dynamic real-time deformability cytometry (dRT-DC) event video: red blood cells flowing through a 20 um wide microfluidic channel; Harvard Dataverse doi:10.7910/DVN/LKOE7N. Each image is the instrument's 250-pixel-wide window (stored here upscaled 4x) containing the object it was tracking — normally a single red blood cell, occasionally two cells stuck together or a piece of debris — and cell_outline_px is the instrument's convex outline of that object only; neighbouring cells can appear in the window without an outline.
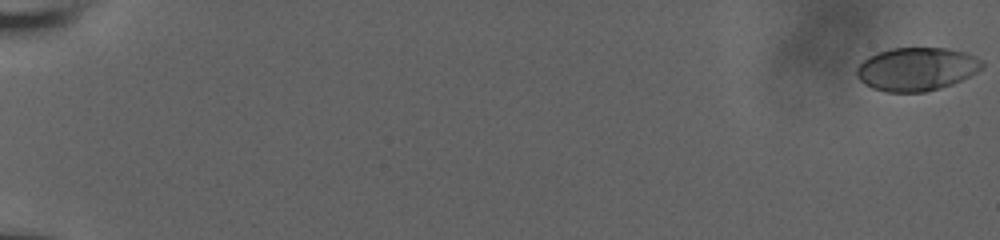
{"species": "human", "species_latin": "Homo sapiens", "temperature_condition": "room temperature", "stored_images_in_passage": 58, "camera_frame_rate_fps": 3000, "um_per_image_px": 0.085, "donor": {"sex": "male"}, "frame": {"image": 1, "passage_image": 1, "time_ms": 0.0, "image_size_px": [1000, 240], "cell_outline_px": [[984, 68], [952, 84], [940, 88], [924, 92], [884, 92], [872, 88], [864, 84], [856, 76], [856, 68], [868, 56], [876, 52], [892, 48], [948, 48], [964, 52], [976, 56], [984, 60]], "centroid_in_image_um": [77.91, 5.87], "position_along_channel_um": 7.1, "area_um2": 31.91}}
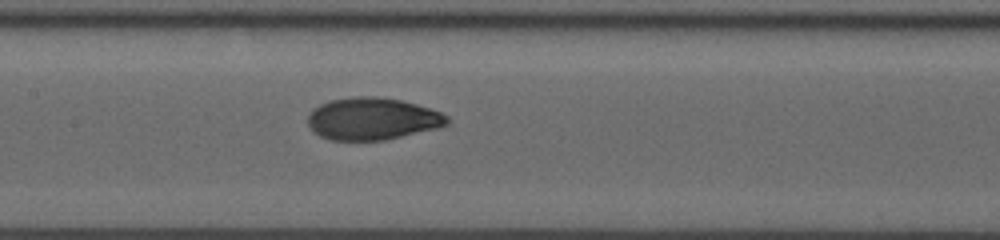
{"frame": {"image": 2, "passage_image": 32, "time_ms": 10.333, "image_size_px": [1000, 240], "cell_outline_px": [[448, 124], [440, 128], [384, 140], [328, 140], [320, 136], [308, 124], [308, 116], [312, 108], [328, 100], [352, 96], [376, 96], [400, 100], [416, 104], [440, 112], [448, 116]], "centroid_in_image_um": [31.64, 10.09], "position_along_channel_um": 175.8, "area_um2": 34.39}}
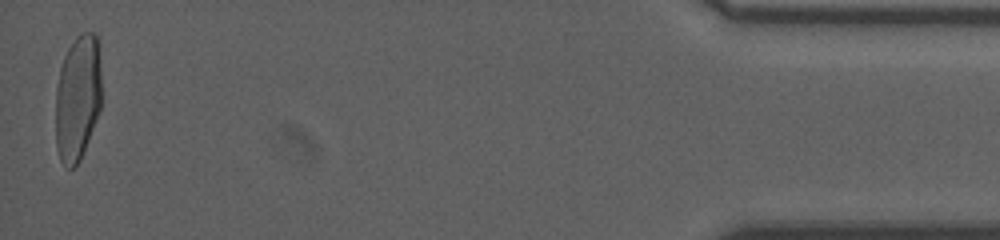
{"frame": {"image": 3, "passage_image": 58, "time_ms": 19.0, "image_size_px": [1000, 240], "cell_outline_px": [[100, 108], [80, 160], [72, 168], [64, 168], [60, 160], [56, 148], [56, 88], [60, 68], [64, 56], [68, 48], [76, 36], [80, 32], [92, 32], [96, 36], [100, 72]], "centroid_in_image_um": [6.57, 8.34], "position_along_channel_um": 428.6, "area_um2": 33.47}, "authors_computed_cell_mechanics": {"area_um2": 33.4662, "velocity_mm_per_s": 3.8411, "shape_relaxation_time_tau1_ms": 5.7903, "shape_relaxation_time_tau2_ms": 0.8106, "deformation_change_tau1": 0.2277, "deformation_change_tau2": 0.0452}}